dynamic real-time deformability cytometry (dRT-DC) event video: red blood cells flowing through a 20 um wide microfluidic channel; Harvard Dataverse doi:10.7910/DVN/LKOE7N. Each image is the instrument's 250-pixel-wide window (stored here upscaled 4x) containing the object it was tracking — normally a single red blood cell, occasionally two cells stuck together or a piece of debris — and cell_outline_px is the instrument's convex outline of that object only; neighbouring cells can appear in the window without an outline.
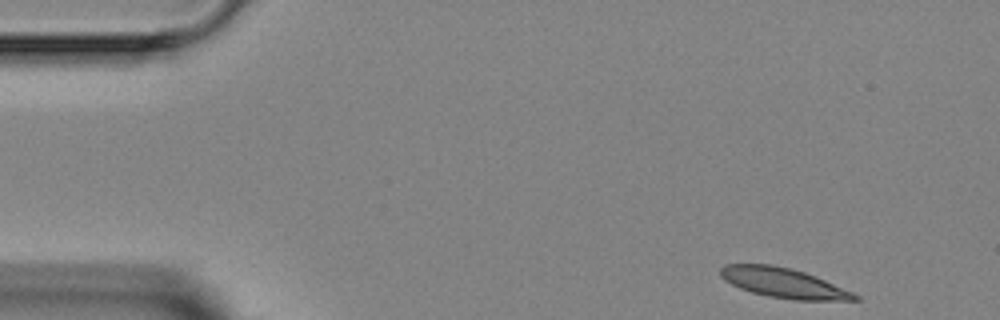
{"species": "Egyptian fruit bat (a non-hibernating species)", "species_latin": "Rousettus aegyptiacus", "temperature_condition": "room temperature", "stored_images_in_passage": 5, "camera_frame_rate_fps": 3000, "um_per_image_px": 0.085, "animal": {"sex": "female"}, "frame": {"image": 1, "passage_image": 1, "time_ms": 0.0, "image_size_px": [1000, 320], "cell_outline_px": [[860, 300], [792, 300], [768, 296], [752, 292], [740, 288], [724, 280], [720, 276], [720, 268], [724, 264], [768, 264], [792, 268], [816, 276], [852, 292], [860, 296]], "centroid_in_image_um": [66.58, 24.04], "position_along_channel_um": 18.4, "area_um2": 23.29}}
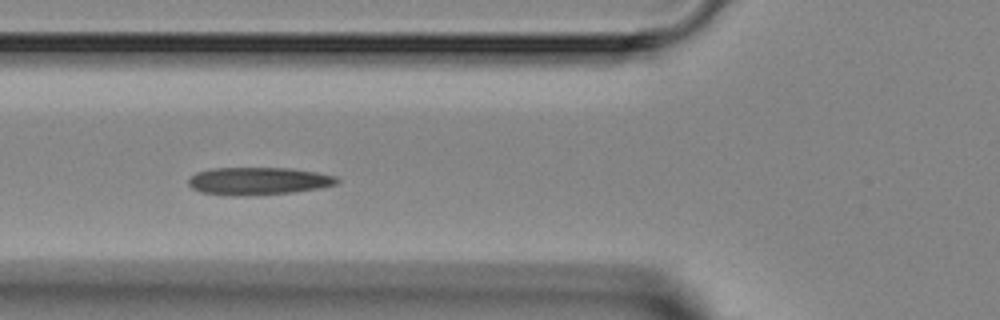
{"frame": {"image": 2, "passage_image": 4, "time_ms": 4.333, "image_size_px": [1000, 320], "cell_outline_px": [[340, 180], [336, 184], [320, 188], [292, 192], [244, 196], [232, 196], [200, 192], [192, 188], [188, 184], [188, 180], [196, 172], [212, 168], [292, 168], [316, 172], [336, 176]], "centroid_in_image_um": [21.95, 15.39], "position_along_channel_um": 103.9, "area_um2": 23.99}}
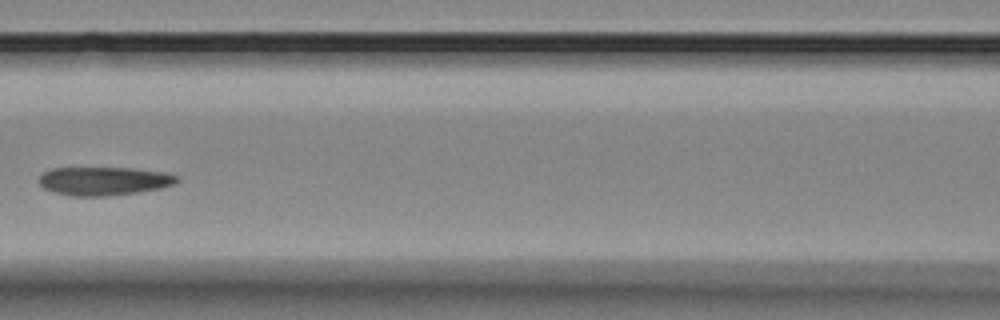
{"frame": {"image": 3, "passage_image": 5, "time_ms": 5.667, "image_size_px": [1000, 320], "cell_outline_px": [[180, 180], [176, 184], [160, 188], [136, 192], [104, 196], [72, 196], [56, 192], [44, 188], [40, 184], [40, 176], [44, 172], [52, 168], [132, 168], [164, 172], [180, 176]], "centroid_in_image_um": [8.88, 15.38], "position_along_channel_um": 157.7, "area_um2": 22.77}}